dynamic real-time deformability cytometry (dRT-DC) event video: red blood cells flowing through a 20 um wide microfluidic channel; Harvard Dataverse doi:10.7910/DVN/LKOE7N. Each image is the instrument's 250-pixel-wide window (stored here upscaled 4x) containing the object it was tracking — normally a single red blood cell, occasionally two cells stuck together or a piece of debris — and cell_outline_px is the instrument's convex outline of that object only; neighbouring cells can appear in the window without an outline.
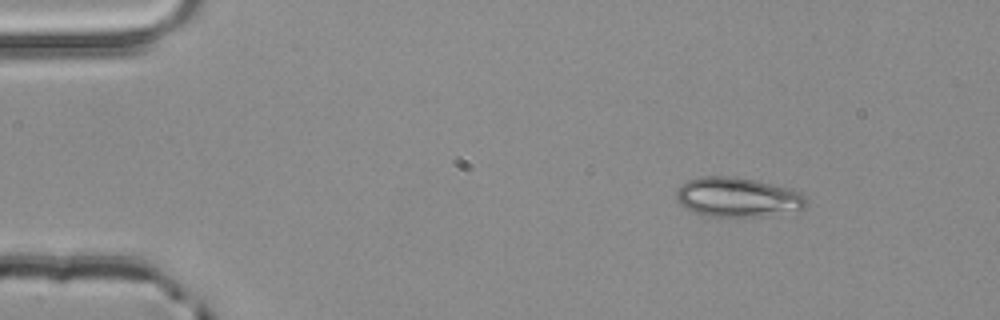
{"species": "common noctule bat (a hibernating species)", "species_latin": "Nyctalus noctula", "temperature_condition": "room temperature", "stored_images_in_passage": 3, "camera_frame_rate_fps": 3000, "um_per_image_px": 0.085, "animal": {"sex": "male", "body_mass_g": 20.4}, "frame": {"image": 1, "passage_image": 1, "time_ms": 0.0, "image_size_px": [1000, 320], "cell_outline_px": [[808, 204], [804, 208], [760, 216], [708, 216], [692, 212], [680, 204], [676, 200], [676, 192], [680, 184], [688, 180], [700, 176], [736, 176], [756, 180], [788, 188], [800, 192], [804, 196]], "centroid_in_image_um": [62.63, 16.74], "position_along_channel_um": 22.4, "area_um2": 29.82}}